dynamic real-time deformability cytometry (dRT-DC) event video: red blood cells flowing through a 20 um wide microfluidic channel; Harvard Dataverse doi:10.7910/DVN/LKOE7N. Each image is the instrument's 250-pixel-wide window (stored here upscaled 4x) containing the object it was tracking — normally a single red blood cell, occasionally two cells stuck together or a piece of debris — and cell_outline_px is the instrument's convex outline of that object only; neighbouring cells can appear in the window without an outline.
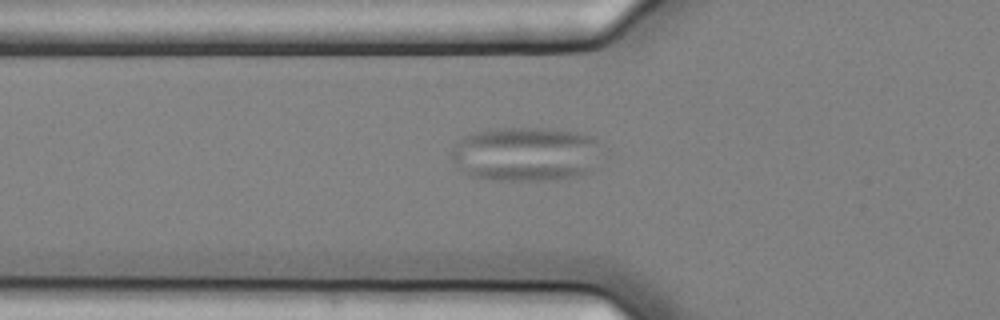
{"species": "common noctule bat (a hibernating species)", "species_latin": "Nyctalus noctula", "temperature_condition": "cold", "stored_images_in_passage": 36, "camera_frame_rate_fps": 3000, "um_per_image_px": 0.085, "animal": {"sex": "female", "body_mass_g": 25.1}, "frame": {"image": 1, "passage_image": 4, "time_ms": 1.0, "image_size_px": [1000, 320], "cell_outline_px": [[596, 140], [588, 172], [576, 176], [544, 180], [496, 180], [468, 176], [456, 168], [452, 164], [452, 148], [464, 136], [476, 132], [496, 128], [560, 128], [592, 136]], "centroid_in_image_um": [44.53, 13.08], "position_along_channel_um": 81.3, "area_um2": 46.99}}
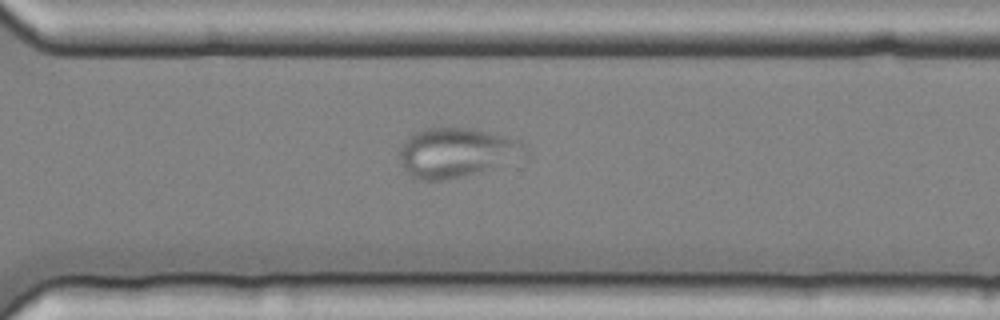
{"frame": {"image": 2, "passage_image": 25, "time_ms": 8.0, "image_size_px": [1000, 320], "cell_outline_px": [[528, 160], [464, 176], [444, 180], [420, 180], [404, 172], [400, 160], [400, 148], [408, 136], [416, 132], [428, 128], [472, 128], [520, 140], [528, 144]], "centroid_in_image_um": [38.93, 12.99], "position_along_channel_um": 331.7, "area_um2": 37.17}}
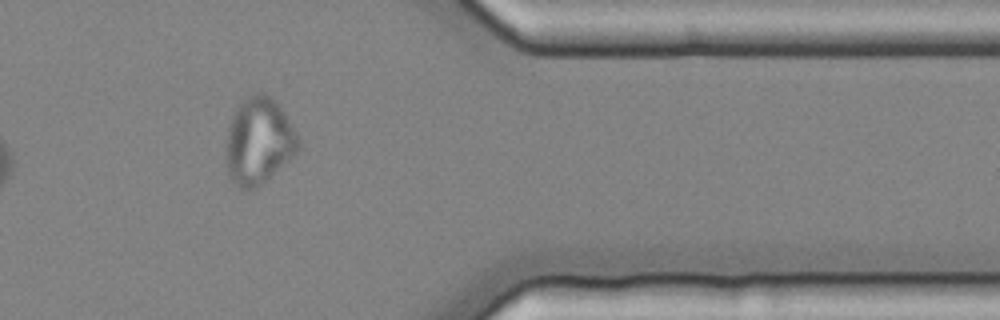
{"frame": {"image": 3, "passage_image": 31, "time_ms": 10.0, "image_size_px": [1000, 320], "cell_outline_px": [[300, 148], [288, 160], [256, 188], [240, 188], [228, 176], [228, 128], [232, 116], [240, 104], [248, 96], [256, 92], [264, 92], [276, 100], [296, 132], [300, 140]], "centroid_in_image_um": [22.02, 11.95], "position_along_channel_um": 389.4, "area_um2": 35.66}}